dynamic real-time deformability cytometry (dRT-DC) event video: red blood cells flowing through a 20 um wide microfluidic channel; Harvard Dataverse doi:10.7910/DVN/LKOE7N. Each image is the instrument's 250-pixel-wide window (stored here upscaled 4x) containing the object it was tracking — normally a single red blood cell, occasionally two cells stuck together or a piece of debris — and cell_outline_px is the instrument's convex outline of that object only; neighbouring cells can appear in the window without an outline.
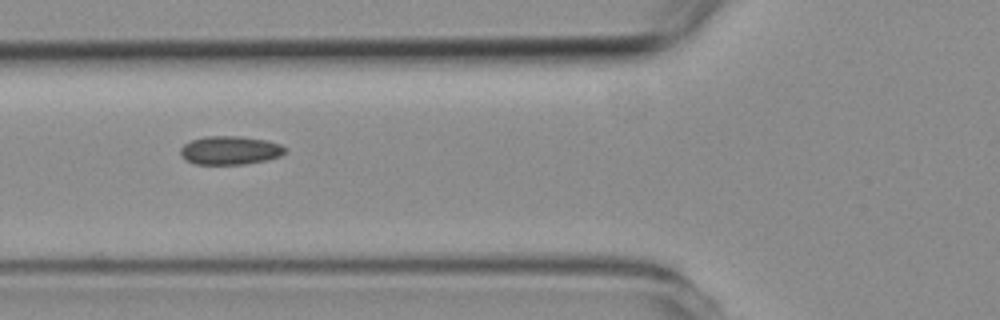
{"species": "common noctule bat (a hibernating species)", "species_latin": "Nyctalus noctula", "temperature_condition": "room temperature", "stored_images_in_passage": 3, "camera_frame_rate_fps": 3000, "um_per_image_px": 0.085, "animal": {"sex": "female", "body_mass_g": 19.3, "forearm_length_mm": 54.1}, "frame": {"image": 1, "passage_image": 2, "time_ms": 1.0, "image_size_px": [1000, 320], "cell_outline_px": [[288, 148], [280, 156], [268, 160], [244, 164], [196, 164], [188, 160], [180, 152], [180, 148], [184, 144], [192, 140], [204, 136], [240, 136], [268, 140], [280, 144]], "centroid_in_image_um": [19.6, 12.77], "position_along_channel_um": 106.2, "area_um2": 17.4}}
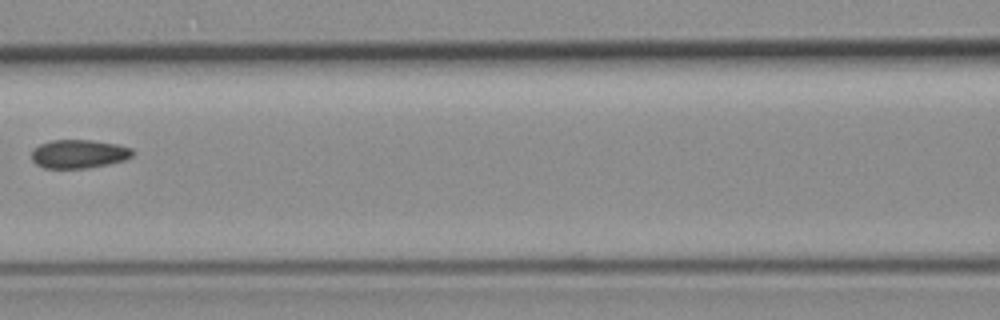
{"frame": {"image": 2, "passage_image": 3, "time_ms": 2.333, "image_size_px": [1000, 320], "cell_outline_px": [[136, 152], [132, 156], [124, 160], [108, 164], [88, 168], [44, 168], [36, 164], [32, 160], [32, 152], [40, 144], [52, 140], [92, 140], [116, 144], [132, 148]], "centroid_in_image_um": [6.73, 13.08], "position_along_channel_um": 159.9, "area_um2": 16.82}}